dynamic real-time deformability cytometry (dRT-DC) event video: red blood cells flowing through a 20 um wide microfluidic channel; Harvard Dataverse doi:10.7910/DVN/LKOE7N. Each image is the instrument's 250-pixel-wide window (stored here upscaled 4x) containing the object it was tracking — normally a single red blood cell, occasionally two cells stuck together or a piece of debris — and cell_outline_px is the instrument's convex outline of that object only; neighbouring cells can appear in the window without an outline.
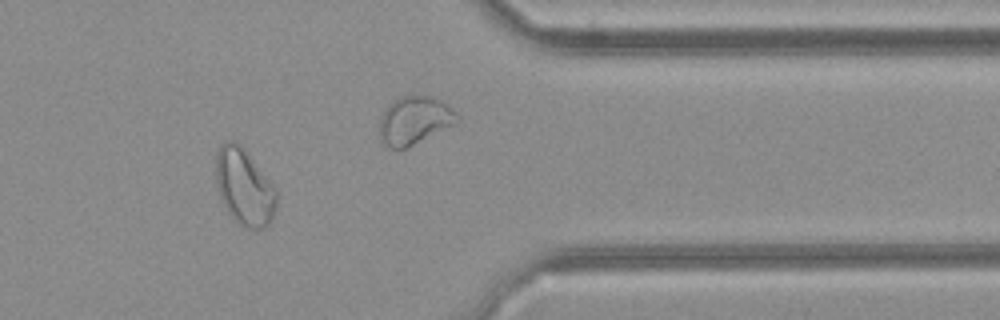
{"species": "common noctule bat (a hibernating species)", "species_latin": "Nyctalus noctula", "temperature_condition": "cold", "stored_images_in_passage": 27, "camera_frame_rate_fps": 3000, "um_per_image_px": 0.085, "animal": {"sex": "female", "body_mass_g": 21.9}, "frame": {"image": 1, "passage_image": 20, "time_ms": 6.333, "image_size_px": [1000, 320], "cell_outline_px": [[276, 204], [272, 220], [264, 228], [248, 228], [240, 224], [228, 212], [220, 196], [216, 184], [216, 152], [220, 144], [224, 140], [236, 140], [244, 148], [272, 184], [276, 192]], "centroid_in_image_um": [20.74, 15.85], "position_along_channel_um": 390.7, "area_um2": 26.82}}